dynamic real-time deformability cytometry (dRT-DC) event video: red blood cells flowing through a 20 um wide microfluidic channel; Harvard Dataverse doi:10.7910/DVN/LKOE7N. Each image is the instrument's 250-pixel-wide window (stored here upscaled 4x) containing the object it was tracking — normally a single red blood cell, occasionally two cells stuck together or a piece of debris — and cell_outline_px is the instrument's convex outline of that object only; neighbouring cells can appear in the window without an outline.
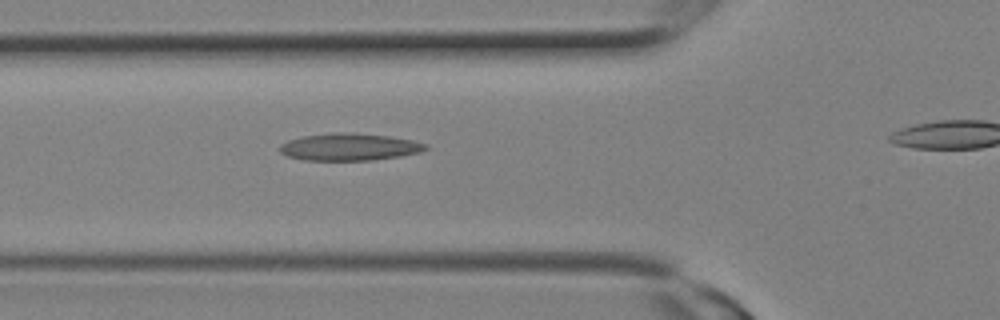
{"species": "Egyptian fruit bat (a non-hibernating species)", "species_latin": "Rousettus aegyptiacus", "temperature_condition": "room temperature", "stored_images_in_passage": 4, "segment_of_instrument_passage": [1, 2], "camera_frame_rate_fps": 3000, "um_per_image_px": 0.085, "animal": {"sex": "female"}, "frame": {"image": 1, "passage_image": 3, "time_ms": 0.667, "image_size_px": [1000, 320], "cell_outline_px": [[428, 148], [420, 152], [400, 156], [372, 160], [304, 160], [288, 156], [280, 152], [280, 144], [288, 140], [304, 136], [336, 132], [340, 132], [388, 136], [412, 140], [428, 144]], "centroid_in_image_um": [29.7, 12.49], "position_along_channel_um": 96.1, "area_um2": 22.89}}